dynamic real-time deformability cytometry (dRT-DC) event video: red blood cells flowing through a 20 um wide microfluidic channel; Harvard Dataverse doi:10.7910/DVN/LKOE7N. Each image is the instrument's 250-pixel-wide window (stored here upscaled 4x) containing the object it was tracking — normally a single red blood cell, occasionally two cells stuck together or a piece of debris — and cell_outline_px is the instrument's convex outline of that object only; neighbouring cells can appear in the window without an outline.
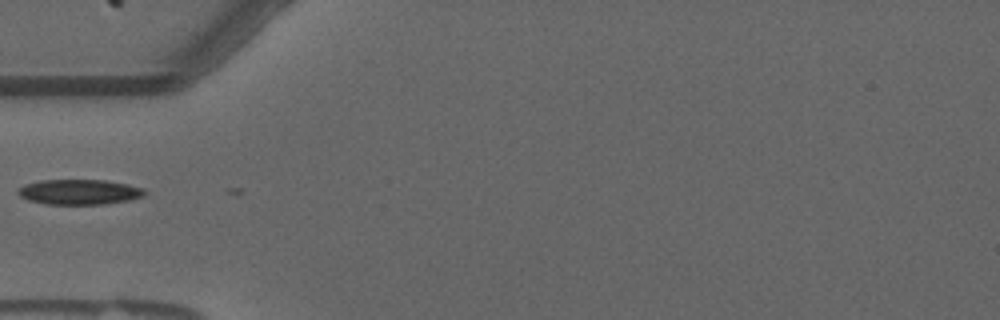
{"species": "common noctule bat (a hibernating species)", "species_latin": "Nyctalus noctula", "temperature_condition": "warm", "stored_images_in_passage": 2, "camera_frame_rate_fps": 3000, "um_per_image_px": 0.085, "animal": {"sex": "male", "forearm_length_mm": 52.5}, "frame": {"image": 1, "passage_image": 1, "time_ms": 0.0, "image_size_px": [1000, 320], "cell_outline_px": [[148, 192], [144, 196], [128, 200], [104, 204], [48, 204], [28, 200], [20, 196], [16, 192], [24, 184], [40, 180], [104, 180], [144, 188]], "centroid_in_image_um": [6.74, 16.31], "position_along_channel_um": 78.3, "area_um2": 18.5}}